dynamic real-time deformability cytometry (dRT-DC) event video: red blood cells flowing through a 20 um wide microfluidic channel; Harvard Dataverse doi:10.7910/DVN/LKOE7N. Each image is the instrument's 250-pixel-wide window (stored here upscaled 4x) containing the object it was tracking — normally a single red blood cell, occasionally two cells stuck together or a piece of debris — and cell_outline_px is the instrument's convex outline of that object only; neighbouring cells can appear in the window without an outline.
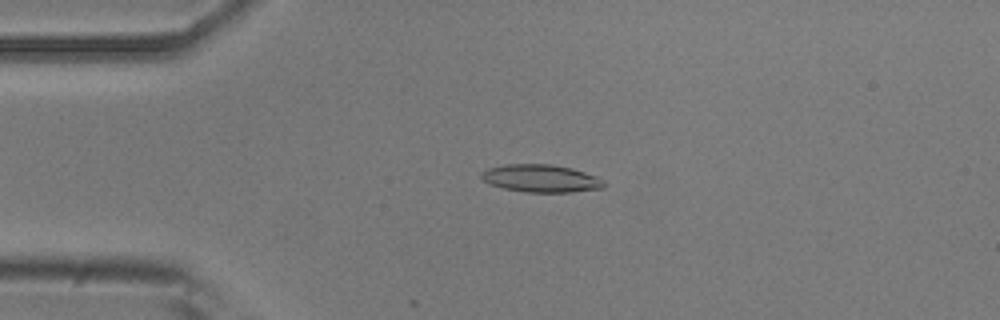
{"species": "common noctule bat (a hibernating species)", "species_latin": "Nyctalus noctula", "temperature_condition": "room temperature", "stored_images_in_passage": 13, "camera_frame_rate_fps": 3000, "um_per_image_px": 0.085, "animal": {"sex": "male", "body_mass_g": 20.5, "forearm_length_mm": 52.5}, "frame": {"image": 1, "passage_image": 10, "time_ms": 3.0, "image_size_px": [1000, 320], "cell_outline_px": [[604, 188], [572, 192], [524, 192], [504, 188], [492, 184], [484, 180], [480, 176], [480, 172], [488, 168], [504, 164], [552, 164], [572, 168], [596, 176], [604, 180]], "centroid_in_image_um": [45.99, 15.16], "position_along_channel_um": 39.0, "area_um2": 19.77}}